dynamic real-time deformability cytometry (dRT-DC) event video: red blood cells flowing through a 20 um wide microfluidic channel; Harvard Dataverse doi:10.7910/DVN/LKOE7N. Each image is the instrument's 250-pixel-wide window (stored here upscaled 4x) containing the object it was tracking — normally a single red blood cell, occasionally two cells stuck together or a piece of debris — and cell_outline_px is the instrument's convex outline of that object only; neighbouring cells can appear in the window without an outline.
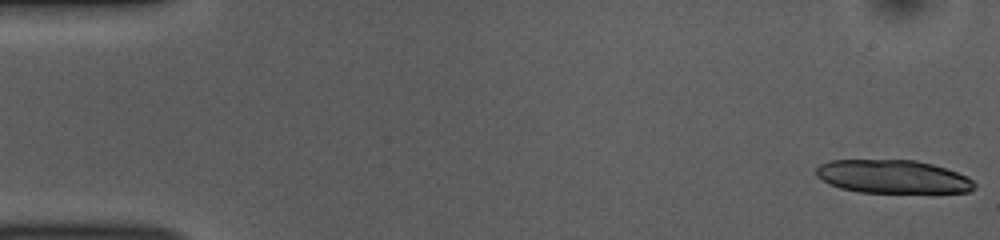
{"species": "common noctule bat (a hibernating species)", "species_latin": "Nyctalus noctula", "temperature_condition": "room temperature", "stored_images_in_passage": 19, "camera_frame_rate_fps": 3000, "um_per_image_px": 0.085, "animal": {"sex": "female", "body_mass_g": 10.0, "forearm_length_mm": 53.1}, "frame": {"image": 1, "passage_image": 1, "time_ms": 0.0, "image_size_px": [1000, 240], "cell_outline_px": [[976, 184], [968, 192], [860, 192], [840, 188], [828, 184], [816, 176], [816, 168], [820, 164], [832, 160], [916, 160], [932, 164], [956, 172], [972, 180]], "centroid_in_image_um": [75.82, 15.01], "position_along_channel_um": 9.2, "area_um2": 30.46}}